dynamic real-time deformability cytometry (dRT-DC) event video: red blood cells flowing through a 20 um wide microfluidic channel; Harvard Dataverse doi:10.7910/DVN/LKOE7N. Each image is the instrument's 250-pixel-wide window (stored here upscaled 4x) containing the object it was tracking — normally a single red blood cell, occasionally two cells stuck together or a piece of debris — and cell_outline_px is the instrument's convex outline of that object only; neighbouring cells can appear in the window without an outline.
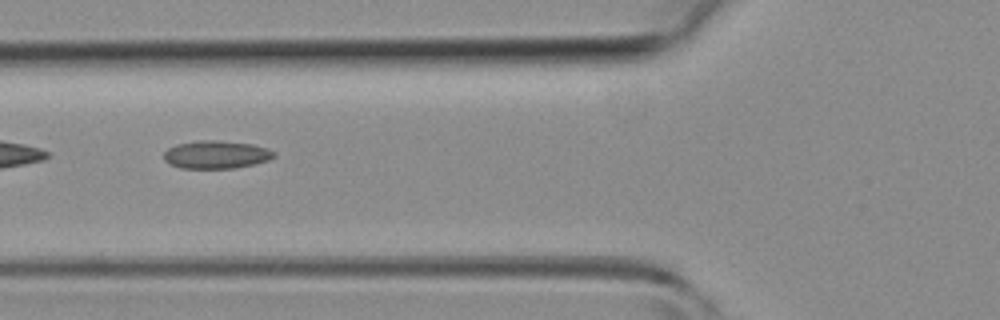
{"species": "common noctule bat (a hibernating species)", "species_latin": "Nyctalus noctula", "temperature_condition": "room temperature", "stored_images_in_passage": 6, "camera_frame_rate_fps": 3000, "um_per_image_px": 0.085, "animal": {"sex": "female", "body_mass_g": 19.3, "forearm_length_mm": 54.1}, "frame": {"image": 1, "passage_image": 5, "time_ms": 5.333, "image_size_px": [1000, 320], "cell_outline_px": [[276, 156], [268, 160], [256, 164], [236, 168], [180, 168], [168, 164], [164, 160], [164, 152], [168, 148], [176, 144], [200, 140], [216, 140], [252, 144], [268, 148], [276, 152]], "centroid_in_image_um": [18.39, 13.14], "position_along_channel_um": 107.4, "area_um2": 18.15}}
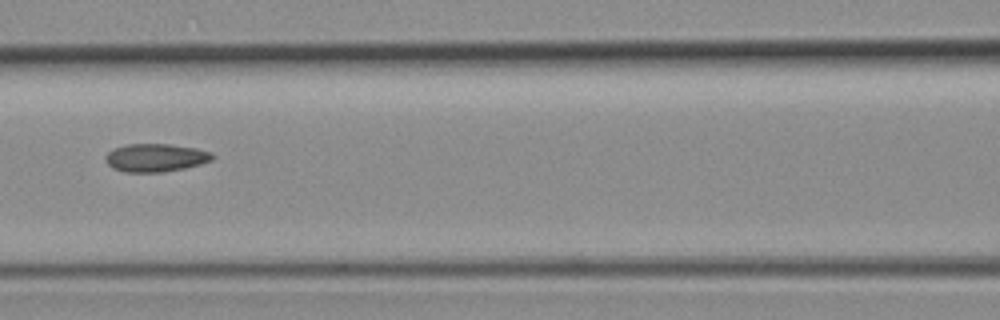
{"frame": {"image": 2, "passage_image": 6, "time_ms": 6.333, "image_size_px": [1000, 320], "cell_outline_px": [[216, 156], [212, 160], [200, 164], [184, 168], [164, 172], [124, 172], [112, 168], [104, 160], [104, 156], [108, 152], [116, 148], [128, 144], [168, 144], [196, 148], [212, 152]], "centroid_in_image_um": [13.23, 13.41], "position_along_channel_um": 153.4, "area_um2": 17.57}}